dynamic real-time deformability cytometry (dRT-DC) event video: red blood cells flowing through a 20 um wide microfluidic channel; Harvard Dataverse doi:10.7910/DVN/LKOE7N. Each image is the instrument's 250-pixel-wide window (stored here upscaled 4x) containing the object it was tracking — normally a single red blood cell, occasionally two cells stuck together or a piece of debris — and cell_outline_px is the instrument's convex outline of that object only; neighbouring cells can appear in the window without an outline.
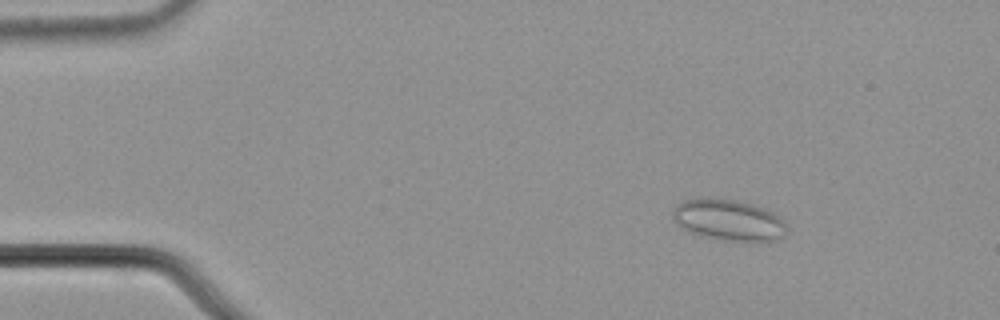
{"species": "common noctule bat (a hibernating species)", "species_latin": "Nyctalus noctula", "temperature_condition": "cold", "stored_images_in_passage": 58, "camera_frame_rate_fps": 3000, "um_per_image_px": 0.085, "animal": {"sex": "male", "body_mass_g": 21.5, "forearm_length_mm": 52.0}, "frame": {"image": 1, "passage_image": 9, "time_ms": 2.667, "image_size_px": [1000, 320], "cell_outline_px": [[788, 228], [784, 236], [776, 240], [724, 240], [700, 236], [680, 228], [672, 220], [672, 208], [676, 204], [684, 200], [696, 196], [736, 200], [752, 204], [764, 208], [780, 216], [784, 220]], "centroid_in_image_um": [61.87, 18.67], "position_along_channel_um": 23.1, "area_um2": 27.86}}
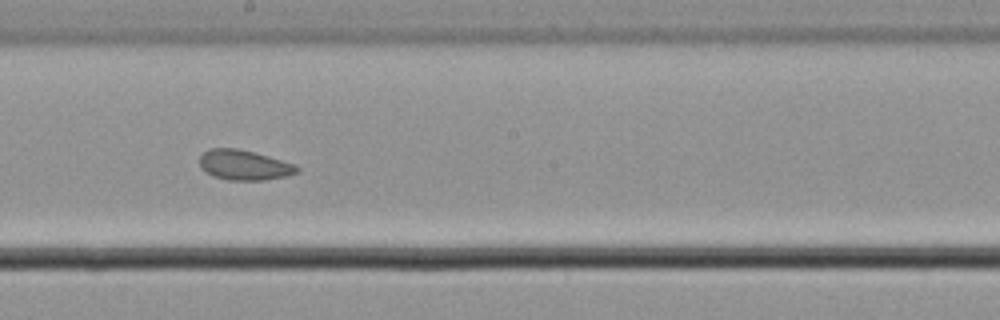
{"frame": {"image": 2, "passage_image": 33, "time_ms": 10.667, "image_size_px": [1000, 320], "cell_outline_px": [[300, 172], [284, 176], [264, 180], [228, 180], [212, 176], [204, 172], [200, 168], [200, 156], [208, 148], [236, 148], [268, 156], [296, 164], [300, 168]], "centroid_in_image_um": [20.74, 14.03], "position_along_channel_um": 227.5, "area_um2": 17.17}}
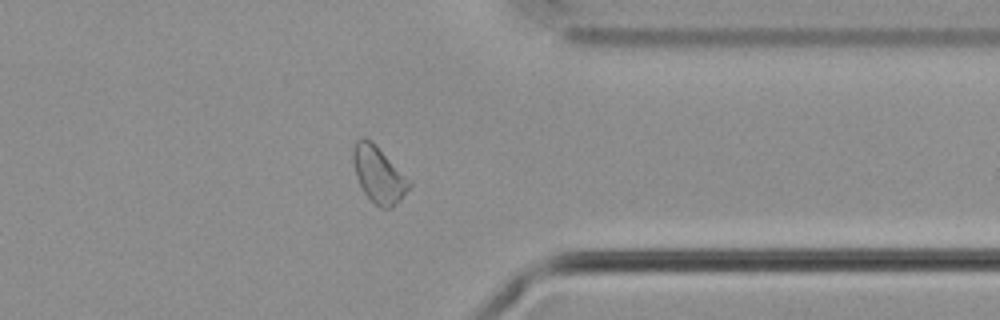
{"frame": {"image": 3, "passage_image": 46, "time_ms": 15.0, "image_size_px": [1000, 320], "cell_outline_px": [[412, 184], [400, 200], [392, 208], [380, 208], [364, 192], [356, 176], [352, 160], [352, 148], [356, 140], [364, 136], [372, 140], [412, 180]], "centroid_in_image_um": [32.2, 14.79], "position_along_channel_um": 379.2, "area_um2": 18.73}, "authors_computed_cell_mechanics": {"area_um2": 19.363, "velocity_mm_per_s": 3.6524, "shape_relaxation_time_tau1_ms": null, "shape_relaxation_time_tau2_ms": 1.891, "deformation_change_tau1": null, "deformation_change_tau2": 0.0579}}